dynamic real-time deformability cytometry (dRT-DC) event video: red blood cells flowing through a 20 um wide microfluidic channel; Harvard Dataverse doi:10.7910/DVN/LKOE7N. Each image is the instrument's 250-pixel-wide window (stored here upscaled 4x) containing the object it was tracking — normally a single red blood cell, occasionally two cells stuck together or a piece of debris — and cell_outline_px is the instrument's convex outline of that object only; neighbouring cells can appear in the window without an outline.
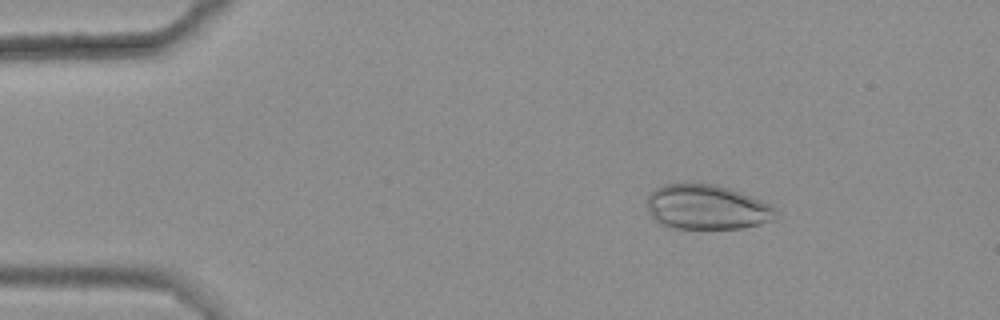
{"species": "common noctule bat (a hibernating species)", "species_latin": "Nyctalus noctula", "temperature_condition": "warm", "stored_images_in_passage": 5, "camera_frame_rate_fps": 3000, "um_per_image_px": 0.085, "animal": {"sex": "female", "body_mass_g": 25.1}, "frame": {"image": 1, "passage_image": 3, "time_ms": 0.667, "image_size_px": [1000, 320], "cell_outline_px": [[780, 212], [776, 220], [744, 228], [672, 228], [660, 224], [648, 212], [648, 196], [656, 188], [664, 184], [716, 184], [740, 192], [760, 200], [776, 208]], "centroid_in_image_um": [60.12, 17.62], "position_along_channel_um": 24.9, "area_um2": 33.58}}